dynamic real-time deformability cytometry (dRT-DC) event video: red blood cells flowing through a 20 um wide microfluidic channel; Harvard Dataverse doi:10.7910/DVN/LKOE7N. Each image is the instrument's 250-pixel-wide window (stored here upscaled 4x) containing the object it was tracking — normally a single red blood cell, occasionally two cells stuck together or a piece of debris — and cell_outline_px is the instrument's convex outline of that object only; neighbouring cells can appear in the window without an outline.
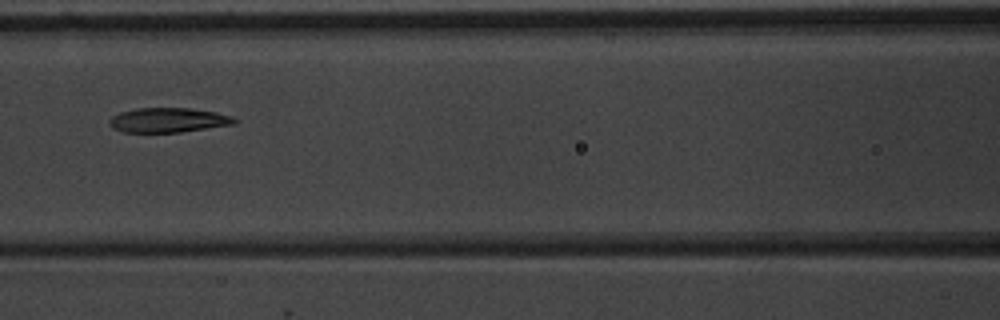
{"species": "common noctule bat (a hibernating species)", "species_latin": "Nyctalus noctula", "temperature_condition": "warm", "stored_images_in_passage": 7, "camera_frame_rate_fps": 3000, "um_per_image_px": 0.085, "animal": {"sex": "male", "body_mass_g": 20.1, "forearm_length_mm": 53.5}, "frame": {"image": 1, "passage_image": 7, "time_ms": 7.0, "image_size_px": [1000, 320], "cell_outline_px": [[240, 120], [236, 124], [180, 132], [124, 132], [112, 128], [108, 124], [108, 120], [112, 116], [120, 112], [136, 108], [192, 108], [216, 112], [232, 116]], "centroid_in_image_um": [14.32, 10.2], "position_along_channel_um": 152.3, "area_um2": 18.15}}